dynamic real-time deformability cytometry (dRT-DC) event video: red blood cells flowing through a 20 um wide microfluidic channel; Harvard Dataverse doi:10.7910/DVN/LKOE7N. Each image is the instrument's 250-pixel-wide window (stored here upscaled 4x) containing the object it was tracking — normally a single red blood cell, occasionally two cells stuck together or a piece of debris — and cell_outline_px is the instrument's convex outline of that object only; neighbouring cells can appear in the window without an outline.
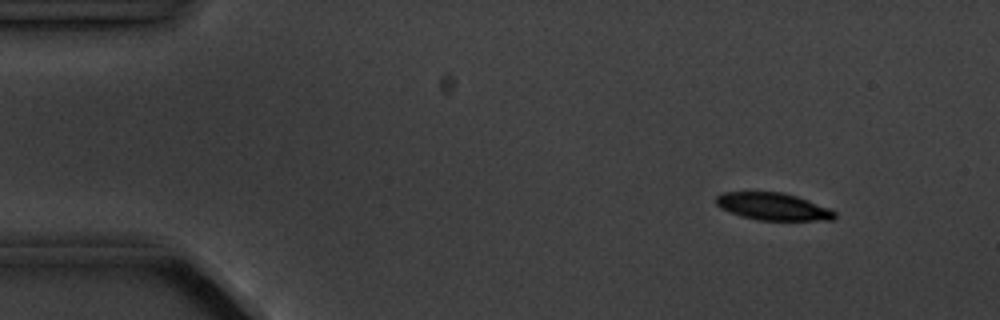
{"species": "common noctule bat (a hibernating species)", "species_latin": "Nyctalus noctula", "temperature_condition": "cold", "stored_images_in_passage": 3, "camera_frame_rate_fps": 3000, "um_per_image_px": 0.085, "animal": {"sex": "male", "body_mass_g": 20.1, "forearm_length_mm": 53.5}, "frame": {"image": 1, "passage_image": 1, "time_ms": 0.0, "image_size_px": [1000, 320], "cell_outline_px": [[836, 216], [832, 220], [756, 220], [740, 216], [720, 208], [716, 204], [716, 196], [720, 192], [784, 192], [796, 196], [828, 208], [836, 212]], "centroid_in_image_um": [65.66, 17.55], "position_along_channel_um": 19.3, "area_um2": 18.84}}